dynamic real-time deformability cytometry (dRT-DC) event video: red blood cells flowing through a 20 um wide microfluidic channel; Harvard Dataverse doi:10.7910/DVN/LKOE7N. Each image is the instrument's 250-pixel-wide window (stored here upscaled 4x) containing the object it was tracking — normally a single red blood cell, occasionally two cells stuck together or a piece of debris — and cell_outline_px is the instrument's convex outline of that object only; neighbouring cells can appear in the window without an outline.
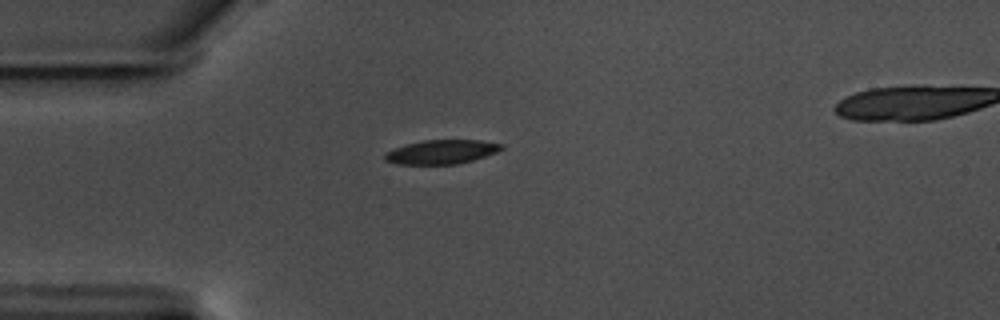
{"species": "common noctule bat (a hibernating species)", "species_latin": "Nyctalus noctula", "temperature_condition": "warm", "stored_images_in_passage": 43, "camera_frame_rate_fps": 3000, "um_per_image_px": 0.085, "animal": {"sex": "male", "body_mass_g": 17.5, "forearm_length_mm": 52.3}, "frame": {"image": 1, "passage_image": 1, "time_ms": 0.0, "image_size_px": [1000, 320], "cell_outline_px": [[504, 148], [496, 152], [472, 160], [456, 164], [396, 164], [384, 160], [384, 152], [408, 144], [424, 140], [480, 140], [504, 144]], "centroid_in_image_um": [37.53, 12.91], "position_along_channel_um": 47.5, "area_um2": 16.24}}
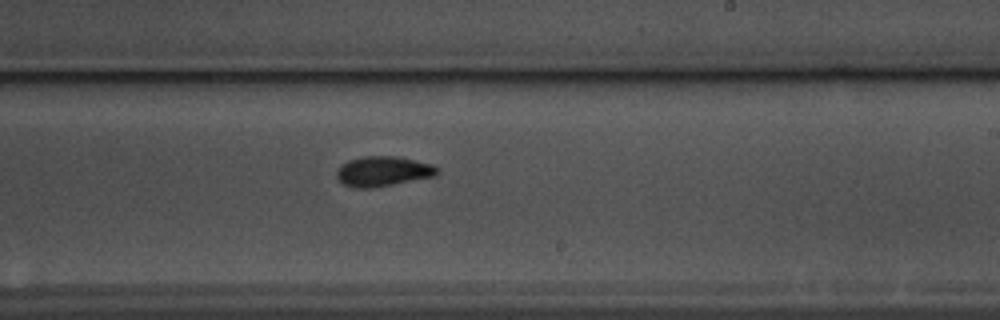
{"frame": {"image": 2, "passage_image": 20, "time_ms": 6.333, "image_size_px": [1000, 320], "cell_outline_px": [[440, 172], [436, 176], [372, 188], [352, 188], [344, 184], [336, 176], [336, 172], [348, 160], [364, 156], [396, 156], [432, 164], [440, 168]], "centroid_in_image_um": [32.6, 14.56], "position_along_channel_um": 256.4, "area_um2": 17.57}}
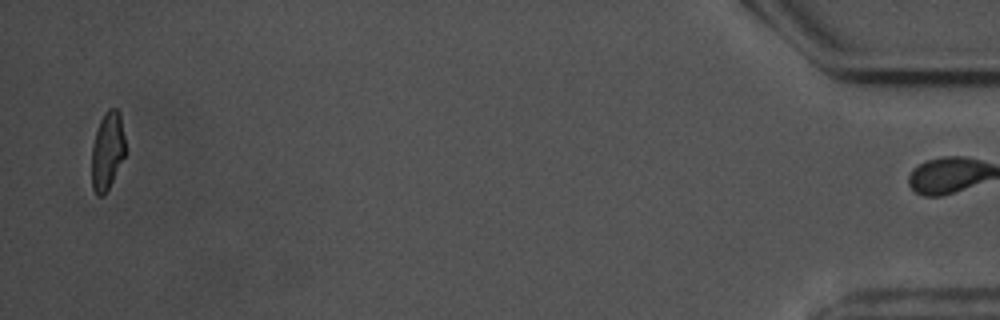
{"frame": {"image": 3, "passage_image": 42, "time_ms": 13.667, "image_size_px": [1000, 320], "cell_outline_px": [[124, 156], [104, 196], [100, 196], [92, 188], [92, 144], [100, 120], [108, 108], [116, 108], [120, 112], [124, 136]], "centroid_in_image_um": [9.11, 12.79], "position_along_channel_um": 426.1, "area_um2": 14.97}, "authors_computed_cell_mechanics": {"area_um2": 16.8776, "velocity_mm_per_s": 3.5358, "shape_relaxation_time_tau1_ms": 2.84, "shape_relaxation_time_tau2_ms": 2.8957, "deformation_change_tau1": 0.1212, "deformation_change_tau2": 0.0779}}